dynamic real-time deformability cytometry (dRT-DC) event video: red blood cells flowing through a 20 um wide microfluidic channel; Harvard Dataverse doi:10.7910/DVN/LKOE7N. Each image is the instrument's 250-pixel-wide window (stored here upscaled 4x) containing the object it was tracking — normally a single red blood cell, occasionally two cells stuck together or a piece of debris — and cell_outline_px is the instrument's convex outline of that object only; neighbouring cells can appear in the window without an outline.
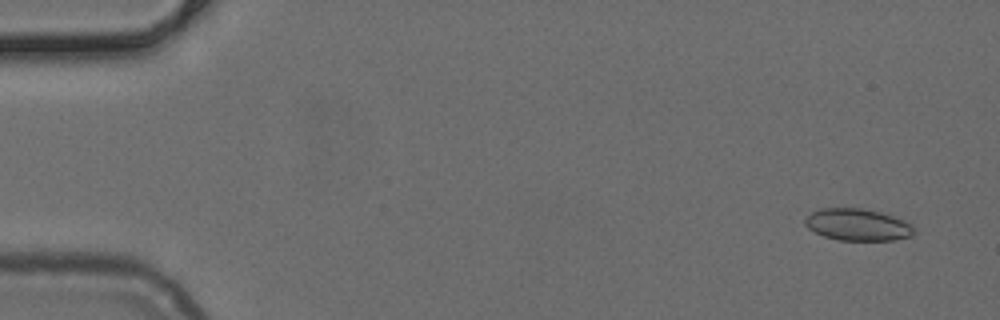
{"species": "common noctule bat (a hibernating species)", "species_latin": "Nyctalus noctula", "temperature_condition": "cold", "stored_images_in_passage": 49, "camera_frame_rate_fps": 3000, "um_per_image_px": 0.085, "animal": {"sex": "female", "body_mass_g": 24.6, "forearm_length_mm": 56.2}, "frame": {"image": 1, "passage_image": 1, "time_ms": 0.0, "image_size_px": [1000, 320], "cell_outline_px": [[916, 228], [912, 236], [892, 240], [840, 240], [824, 236], [808, 228], [804, 224], [804, 220], [812, 212], [820, 208], [860, 208], [880, 212], [904, 220], [912, 224]], "centroid_in_image_um": [72.92, 19.1], "position_along_channel_um": 12.1, "area_um2": 20.23}}
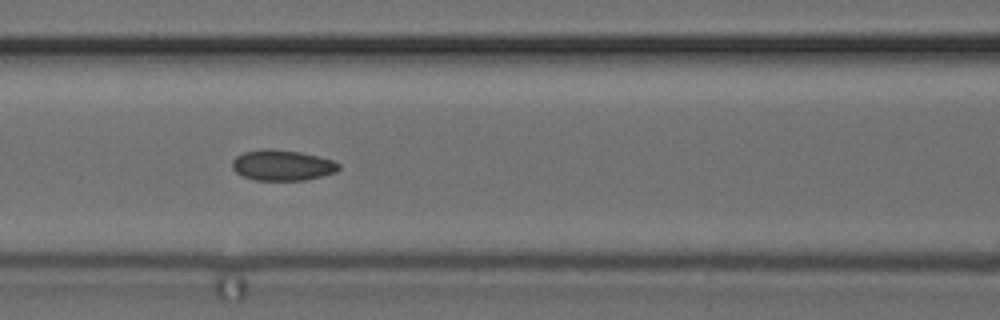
{"frame": {"image": 2, "passage_image": 20, "time_ms": 6.333, "image_size_px": [1000, 320], "cell_outline_px": [[340, 168], [336, 172], [304, 180], [256, 180], [244, 176], [236, 172], [232, 168], [232, 160], [236, 156], [244, 152], [260, 148], [272, 148], [300, 152], [320, 156], [332, 160], [340, 164]], "centroid_in_image_um": [23.98, 14.03], "position_along_channel_um": 142.6, "area_um2": 19.13}}
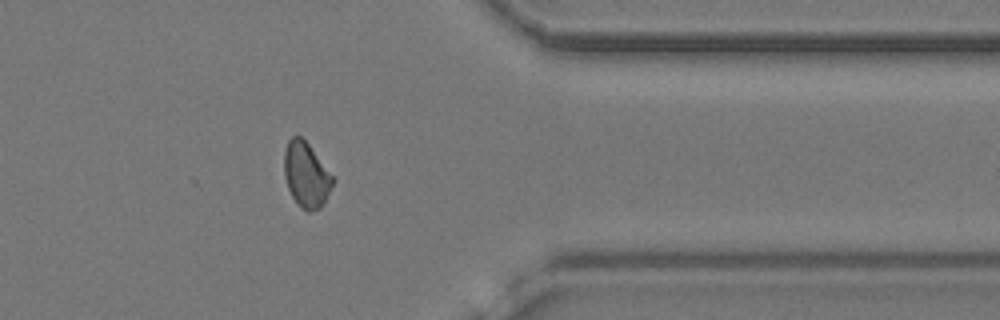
{"frame": {"image": 3, "passage_image": 39, "time_ms": 12.667, "image_size_px": [1000, 320], "cell_outline_px": [[336, 180], [324, 204], [320, 208], [308, 212], [300, 208], [292, 196], [288, 188], [284, 176], [284, 152], [288, 140], [292, 136], [300, 136], [308, 144]], "centroid_in_image_um": [26.03, 14.89], "position_along_channel_um": 385.4, "area_um2": 18.5}}